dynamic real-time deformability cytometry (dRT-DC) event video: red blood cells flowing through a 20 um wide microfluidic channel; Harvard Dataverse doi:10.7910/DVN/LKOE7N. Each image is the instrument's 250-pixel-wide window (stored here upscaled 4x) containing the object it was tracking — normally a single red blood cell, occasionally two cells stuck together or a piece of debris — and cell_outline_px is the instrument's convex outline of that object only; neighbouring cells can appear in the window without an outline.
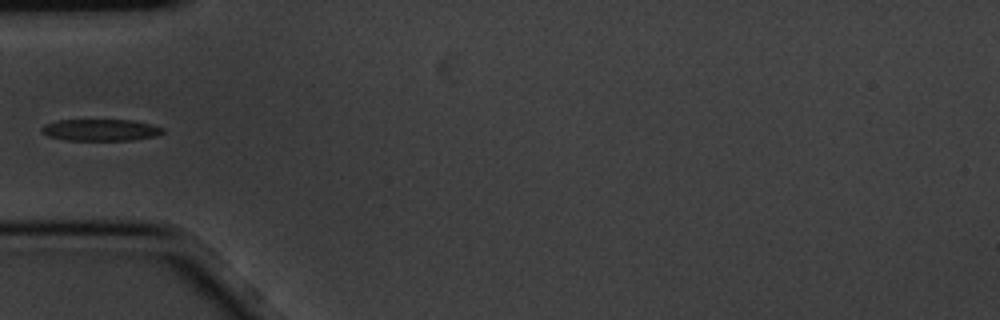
{"species": "common noctule bat (a hibernating species)", "species_latin": "Nyctalus noctula", "temperature_condition": "cold", "stored_images_in_passage": 5, "camera_frame_rate_fps": 3000, "um_per_image_px": 0.085, "animal": {"sex": "male", "body_mass_g": 20.1, "forearm_length_mm": 53.5}, "frame": {"image": 1, "passage_image": 5, "time_ms": 1.333, "image_size_px": [1000, 320], "cell_outline_px": [[164, 132], [156, 136], [132, 140], [64, 140], [48, 136], [40, 132], [40, 128], [44, 124], [56, 120], [132, 120], [152, 124], [164, 128]], "centroid_in_image_um": [8.52, 11.04], "position_along_channel_um": 76.5, "area_um2": 15.49}}